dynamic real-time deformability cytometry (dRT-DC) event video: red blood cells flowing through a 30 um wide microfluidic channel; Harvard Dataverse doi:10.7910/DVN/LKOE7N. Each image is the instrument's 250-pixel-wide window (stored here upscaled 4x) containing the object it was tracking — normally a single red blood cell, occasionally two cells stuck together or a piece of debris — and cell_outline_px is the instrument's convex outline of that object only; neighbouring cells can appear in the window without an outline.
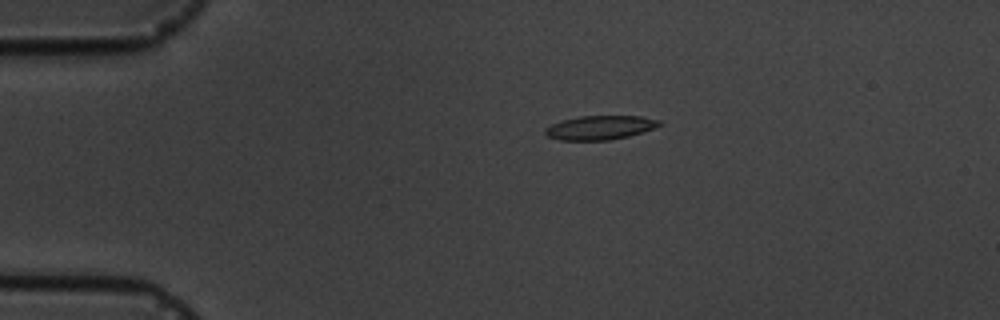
{"species": "common noctule bat (a hibernating species)", "species_latin": "Nyctalus noctula", "temperature_condition": "cold", "stored_images_in_passage": 2, "camera_frame_rate_fps": 3000, "um_per_image_px": 0.085, "animal": {"sex": "male", "body_mass_g": 19.5, "forearm_length_mm": 54.6}, "frame": {"image": 1, "passage_image": 1, "time_ms": 0.0, "image_size_px": [1000, 320], "cell_outline_px": [[664, 124], [628, 136], [608, 140], [560, 140], [548, 136], [544, 132], [544, 128], [560, 120], [580, 116], [640, 116], [660, 120]], "centroid_in_image_um": [50.97, 10.84], "position_along_channel_um": 34.0, "area_um2": 15.9}}